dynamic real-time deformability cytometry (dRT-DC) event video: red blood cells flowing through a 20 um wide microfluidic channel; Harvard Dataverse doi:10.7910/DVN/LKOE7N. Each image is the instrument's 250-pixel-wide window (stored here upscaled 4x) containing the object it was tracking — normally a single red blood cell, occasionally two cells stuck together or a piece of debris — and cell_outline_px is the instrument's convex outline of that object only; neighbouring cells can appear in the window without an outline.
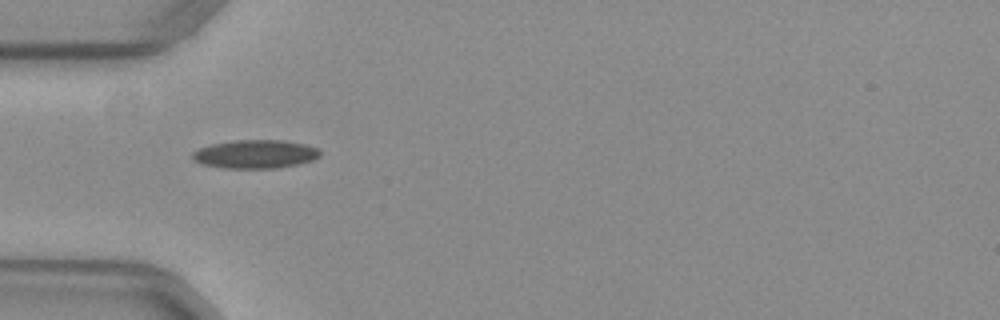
{"species": "common noctule bat (a hibernating species)", "species_latin": "Nyctalus noctula", "temperature_condition": "warm", "stored_images_in_passage": 36, "camera_frame_rate_fps": 3000, "um_per_image_px": 0.085, "animal": {"sex": "female", "body_mass_g": 29.2, "forearm_length_mm": 56.3}, "frame": {"image": 1, "passage_image": 1, "time_ms": 0.0, "image_size_px": [1000, 320], "cell_outline_px": [[320, 156], [312, 160], [296, 164], [276, 168], [224, 168], [204, 164], [196, 160], [192, 156], [192, 152], [200, 148], [212, 144], [232, 140], [284, 140], [304, 144], [316, 148], [320, 152]], "centroid_in_image_um": [21.7, 13.09], "position_along_channel_um": 63.3, "area_um2": 20.92}}
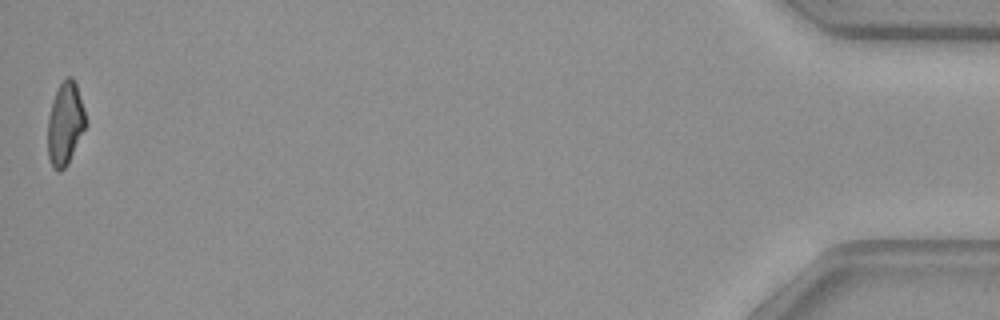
{"frame": {"image": 2, "passage_image": 36, "time_ms": 11.667, "image_size_px": [1000, 320], "cell_outline_px": [[88, 124], [68, 164], [60, 172], [52, 168], [48, 156], [48, 116], [52, 100], [60, 84], [68, 76], [72, 76], [76, 84]], "centroid_in_image_um": [5.54, 10.55], "position_along_channel_um": 429.7, "area_um2": 18.44}, "authors_computed_cell_mechanics": {"area_um2": 19.7098, "velocity_mm_per_s": 4.0124, "shape_relaxation_time_tau1_ms": null, "shape_relaxation_time_tau2_ms": 2.6924, "deformation_change_tau1": null, "deformation_change_tau2": 0.0919}}